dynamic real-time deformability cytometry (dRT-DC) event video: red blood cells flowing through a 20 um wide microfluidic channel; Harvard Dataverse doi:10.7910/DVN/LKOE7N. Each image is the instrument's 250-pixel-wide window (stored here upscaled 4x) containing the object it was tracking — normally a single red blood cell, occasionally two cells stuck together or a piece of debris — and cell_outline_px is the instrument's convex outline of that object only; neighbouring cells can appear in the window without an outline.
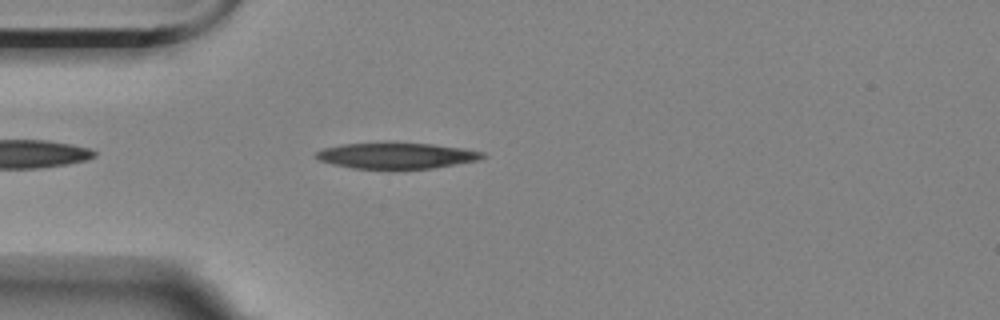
{"species": "Egyptian fruit bat (a non-hibernating species)", "species_latin": "Rousettus aegyptiacus", "temperature_condition": "room temperature", "stored_images_in_passage": 45, "camera_frame_rate_fps": 3000, "um_per_image_px": 0.085, "animal": {"sex": "female"}, "frame": {"image": 1, "passage_image": 4, "time_ms": 1.0, "image_size_px": [1000, 320], "cell_outline_px": [[488, 156], [480, 160], [432, 168], [352, 168], [332, 164], [320, 160], [316, 156], [316, 152], [324, 148], [340, 144], [388, 140], [432, 144], [464, 148], [484, 152]], "centroid_in_image_um": [33.72, 13.18], "position_along_channel_um": 51.3, "area_um2": 25.89}}
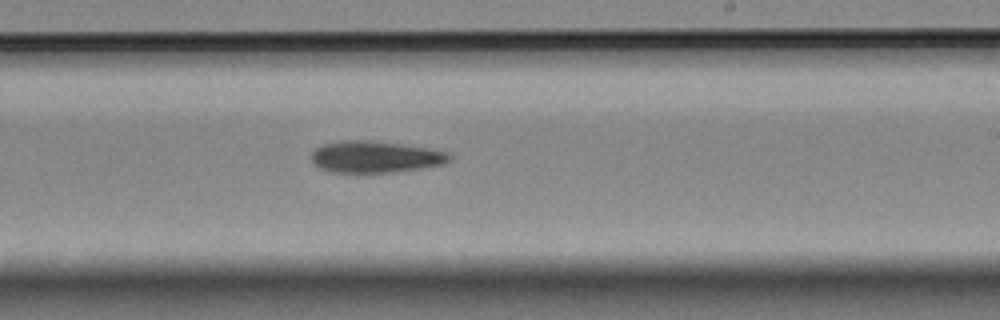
{"frame": {"image": 2, "passage_image": 22, "time_ms": 7.0, "image_size_px": [1000, 320], "cell_outline_px": [[452, 160], [444, 164], [396, 172], [332, 172], [320, 168], [312, 160], [312, 152], [316, 148], [324, 144], [340, 140], [368, 140], [400, 144], [448, 152], [452, 156]], "centroid_in_image_um": [31.91, 13.33], "position_along_channel_um": 257.1, "area_um2": 25.26}}
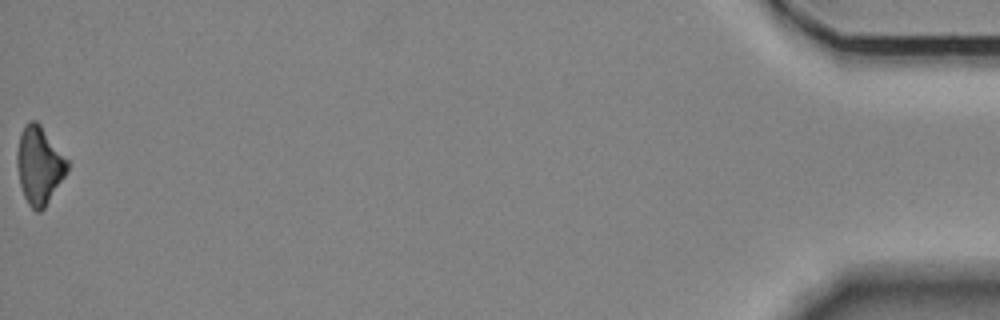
{"frame": {"image": 3, "passage_image": 45, "time_ms": 14.667, "image_size_px": [1000, 320], "cell_outline_px": [[68, 168], [64, 176], [44, 208], [40, 212], [36, 212], [28, 204], [24, 196], [20, 184], [16, 164], [16, 152], [20, 132], [24, 124], [28, 120], [36, 120], [40, 124], [68, 160]], "centroid_in_image_um": [3.3, 14.02], "position_along_channel_um": 431.9, "area_um2": 22.72}, "authors_computed_cell_mechanics": {"area_um2": 24.854, "velocity_mm_per_s": 3.5489, "shape_relaxation_time_tau1_ms": 6.6398, "shape_relaxation_time_tau2_ms": null, "deformation_change_tau1": 0.1389, "deformation_change_tau2": null}}